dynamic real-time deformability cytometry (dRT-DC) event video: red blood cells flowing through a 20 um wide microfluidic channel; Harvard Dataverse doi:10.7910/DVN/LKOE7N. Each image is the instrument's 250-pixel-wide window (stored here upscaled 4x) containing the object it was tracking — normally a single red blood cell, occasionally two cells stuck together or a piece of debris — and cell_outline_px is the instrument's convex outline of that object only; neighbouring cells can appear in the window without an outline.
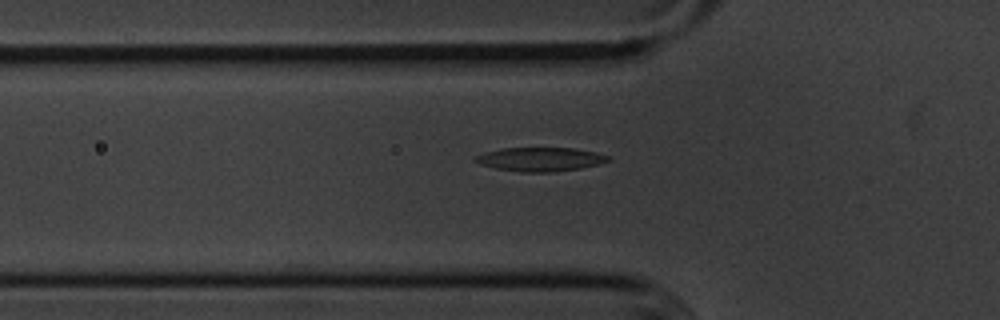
{"species": "common noctule bat (a hibernating species)", "species_latin": "Nyctalus noctula", "temperature_condition": "cold", "stored_images_in_passage": 34, "camera_frame_rate_fps": 3000, "um_per_image_px": 0.085, "animal": {"sex": "male", "body_mass_g": 20.1, "forearm_length_mm": 53.5}, "frame": {"image": 1, "passage_image": 3, "time_ms": 0.667, "image_size_px": [1000, 320], "cell_outline_px": [[612, 160], [600, 164], [580, 168], [552, 172], [520, 172], [496, 168], [480, 164], [472, 160], [476, 156], [484, 152], [500, 148], [572, 148], [596, 152], [608, 156]], "centroid_in_image_um": [45.91, 13.54], "position_along_channel_um": 79.9, "area_um2": 18.5}}
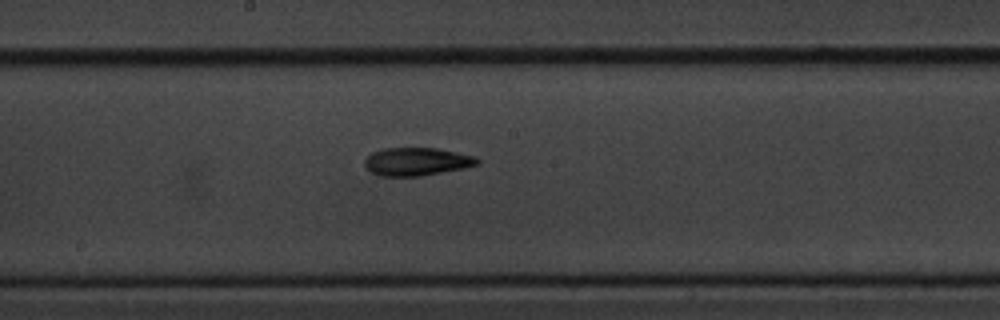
{"frame": {"image": 2, "passage_image": 14, "time_ms": 4.333, "image_size_px": [1000, 320], "cell_outline_px": [[480, 164], [464, 168], [420, 176], [380, 176], [372, 172], [364, 164], [364, 160], [372, 152], [384, 148], [436, 148], [456, 152], [472, 156], [480, 160]], "centroid_in_image_um": [35.41, 13.73], "position_along_channel_um": 212.8, "area_um2": 18.26}}
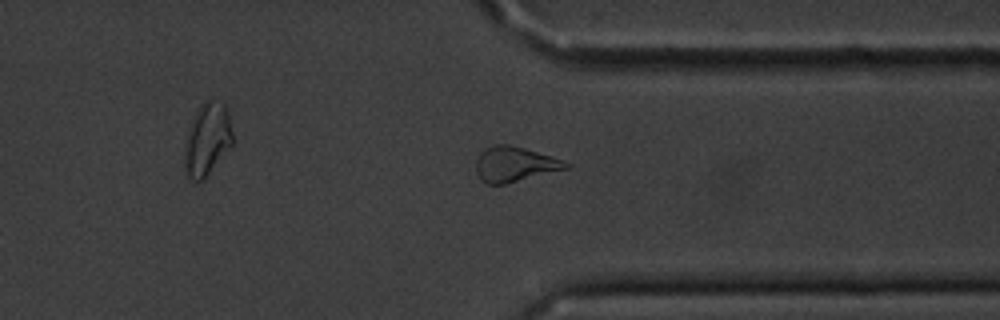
{"frame": {"image": 3, "passage_image": 27, "time_ms": 8.667, "image_size_px": [1000, 320], "cell_outline_px": [[572, 164], [568, 168], [504, 184], [488, 184], [480, 180], [476, 172], [476, 160], [480, 152], [484, 148], [496, 144], [508, 144], [524, 148], [564, 160]], "centroid_in_image_um": [43.72, 13.95], "position_along_channel_um": 367.7, "area_um2": 18.32}}